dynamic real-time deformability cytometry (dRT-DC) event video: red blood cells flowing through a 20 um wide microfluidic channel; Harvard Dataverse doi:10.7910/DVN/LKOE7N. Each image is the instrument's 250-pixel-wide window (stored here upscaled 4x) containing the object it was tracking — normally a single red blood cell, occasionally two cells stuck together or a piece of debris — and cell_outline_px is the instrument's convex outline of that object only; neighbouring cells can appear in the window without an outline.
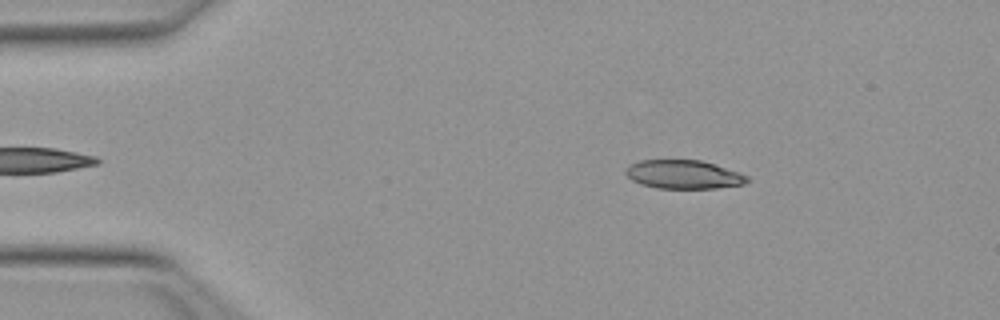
{"species": "Egyptian fruit bat (a non-hibernating species)", "species_latin": "Rousettus aegyptiacus", "temperature_condition": "warm", "stored_images_in_passage": 45, "camera_frame_rate_fps": 3000, "um_per_image_px": 0.085, "animal": {"sex": "female"}, "frame": {"image": 1, "passage_image": 3, "time_ms": 0.667, "image_size_px": [1000, 320], "cell_outline_px": [[752, 180], [744, 184], [716, 188], [656, 188], [640, 184], [632, 180], [624, 172], [624, 168], [628, 164], [640, 160], [700, 160], [740, 172], [748, 176]], "centroid_in_image_um": [58.09, 14.83], "position_along_channel_um": 26.9, "area_um2": 20.46}}
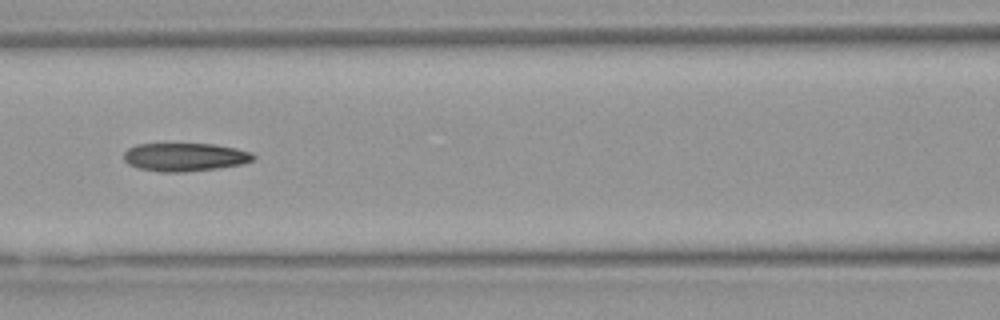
{"frame": {"image": 2, "passage_image": 17, "time_ms": 5.333, "image_size_px": [1000, 320], "cell_outline_px": [[256, 156], [252, 160], [244, 164], [216, 168], [184, 172], [160, 172], [136, 168], [128, 164], [124, 160], [124, 152], [128, 148], [136, 144], [216, 144], [236, 148], [252, 152]], "centroid_in_image_um": [15.71, 13.35], "position_along_channel_um": 150.9, "area_um2": 21.5}}
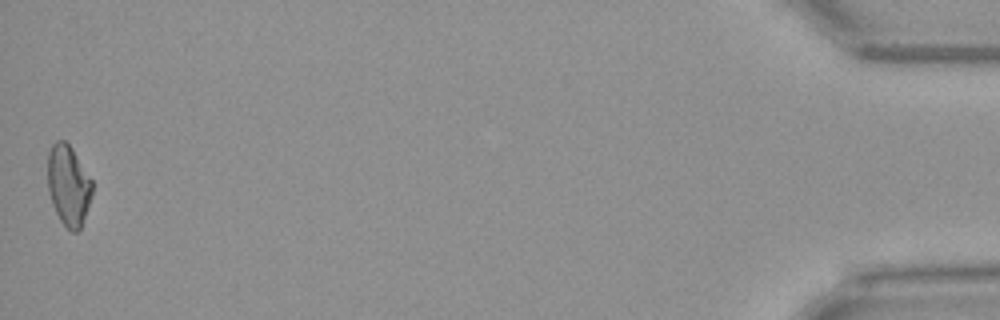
{"frame": {"image": 3, "passage_image": 45, "time_ms": 14.667, "image_size_px": [1000, 320], "cell_outline_px": [[92, 196], [80, 228], [76, 232], [72, 232], [60, 220], [52, 204], [48, 192], [48, 152], [52, 144], [56, 140], [64, 140], [72, 148], [92, 180]], "centroid_in_image_um": [5.81, 15.73], "position_along_channel_um": 429.4, "area_um2": 20.81}, "authors_computed_cell_mechanics": {"area_um2": 21.5594, "velocity_mm_per_s": 4.0306, "shape_relaxation_time_tau1_ms": 10.0279, "shape_relaxation_time_tau2_ms": 6.7897, "deformation_change_tau1": 0.267, "deformation_change_tau2": 0.1911}}